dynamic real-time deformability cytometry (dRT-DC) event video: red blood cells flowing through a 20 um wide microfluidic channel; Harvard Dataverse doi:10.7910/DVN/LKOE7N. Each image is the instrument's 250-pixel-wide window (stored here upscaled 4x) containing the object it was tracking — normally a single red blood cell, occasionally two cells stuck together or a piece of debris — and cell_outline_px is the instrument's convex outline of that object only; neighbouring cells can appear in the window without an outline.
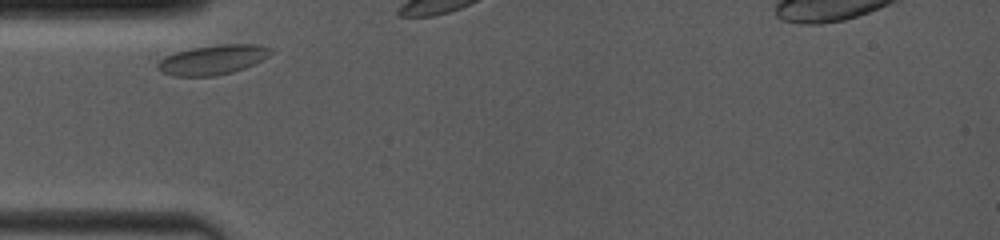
{"species": "common noctule bat (a hibernating species)", "species_latin": "Nyctalus noctula", "temperature_condition": "room temperature", "stored_images_in_passage": 3, "camera_frame_rate_fps": 4000, "um_per_image_px": 0.085, "animal": {"sex": "female", "body_mass_g": 19.0, "forearm_length_mm": 53.3}, "frame": {"image": 1, "passage_image": 1, "time_ms": 0.0, "image_size_px": [1000, 240], "cell_outline_px": [[272, 52], [268, 56], [244, 68], [232, 72], [216, 76], [176, 76], [164, 72], [156, 68], [156, 64], [164, 56], [176, 52], [192, 48], [220, 44], [256, 44], [272, 48]], "centroid_in_image_um": [18.07, 5.07], "position_along_channel_um": 66.9, "area_um2": 19.36}}